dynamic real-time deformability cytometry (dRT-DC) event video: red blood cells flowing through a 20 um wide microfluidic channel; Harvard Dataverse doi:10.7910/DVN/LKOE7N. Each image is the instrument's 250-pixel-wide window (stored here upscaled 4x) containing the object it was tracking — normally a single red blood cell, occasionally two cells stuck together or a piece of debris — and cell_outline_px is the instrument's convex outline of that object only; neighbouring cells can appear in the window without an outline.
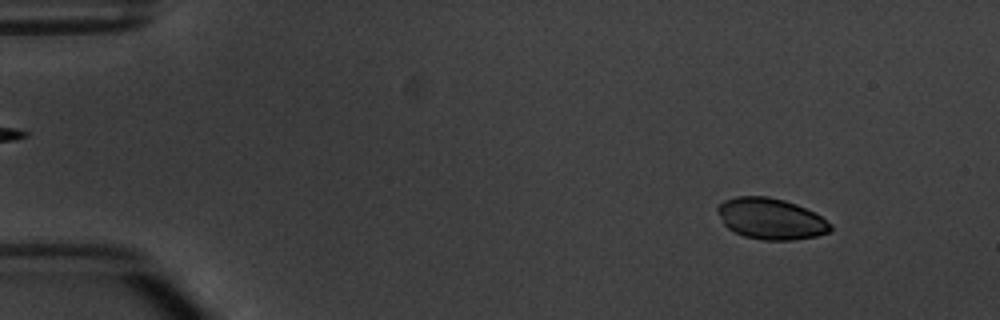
{"species": "common noctule bat (a hibernating species)", "species_latin": "Nyctalus noctula", "temperature_condition": "warm", "stored_images_in_passage": 4, "segment_of_instrument_passage": [1, 2], "camera_frame_rate_fps": 3000, "um_per_image_px": 0.085, "animal": {"sex": "male", "body_mass_g": 20.1, "forearm_length_mm": 53.5}, "frame": {"image": 1, "passage_image": 1, "time_ms": 0.0, "image_size_px": [1000, 320], "cell_outline_px": [[832, 228], [828, 232], [816, 236], [792, 240], [764, 240], [744, 236], [728, 228], [724, 224], [716, 208], [724, 200], [736, 196], [768, 196], [784, 200], [796, 204], [820, 216], [832, 224]], "centroid_in_image_um": [65.51, 18.59], "position_along_channel_um": 19.5, "area_um2": 26.82}}